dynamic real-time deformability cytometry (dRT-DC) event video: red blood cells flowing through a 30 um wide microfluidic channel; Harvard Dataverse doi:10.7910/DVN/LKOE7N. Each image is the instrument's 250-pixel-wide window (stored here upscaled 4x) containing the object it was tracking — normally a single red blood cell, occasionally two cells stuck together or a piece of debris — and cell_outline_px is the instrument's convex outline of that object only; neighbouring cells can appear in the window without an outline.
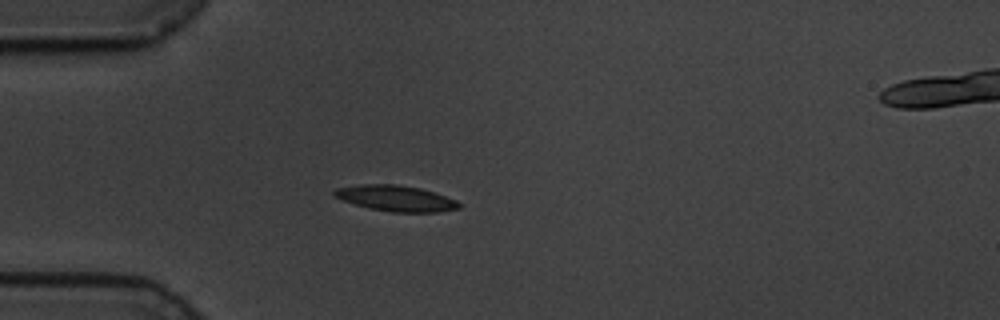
{"species": "common noctule bat (a hibernating species)", "species_latin": "Nyctalus noctula", "temperature_condition": "cold", "stored_images_in_passage": 44, "camera_frame_rate_fps": 3000, "um_per_image_px": 0.085, "animal": {"sex": "male", "body_mass_g": 19.5, "forearm_length_mm": 54.6}, "frame": {"image": 1, "passage_image": 1, "time_ms": 0.0, "image_size_px": [1000, 320], "cell_outline_px": [[460, 208], [440, 212], [392, 212], [372, 208], [356, 204], [332, 196], [332, 192], [336, 188], [360, 184], [396, 184], [420, 188], [436, 192], [456, 200], [460, 204]], "centroid_in_image_um": [33.67, 16.84], "position_along_channel_um": 51.3, "area_um2": 18.73}}
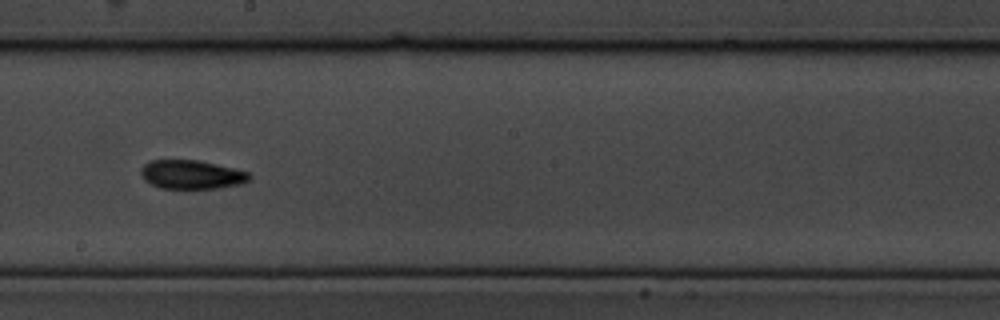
{"frame": {"image": 2, "passage_image": 18, "time_ms": 5.667, "image_size_px": [1000, 320], "cell_outline_px": [[252, 180], [240, 184], [220, 188], [160, 188], [144, 180], [140, 172], [140, 168], [144, 164], [152, 160], [200, 160], [248, 172], [252, 176]], "centroid_in_image_um": [16.29, 14.84], "position_along_channel_um": 231.9, "area_um2": 18.26}}
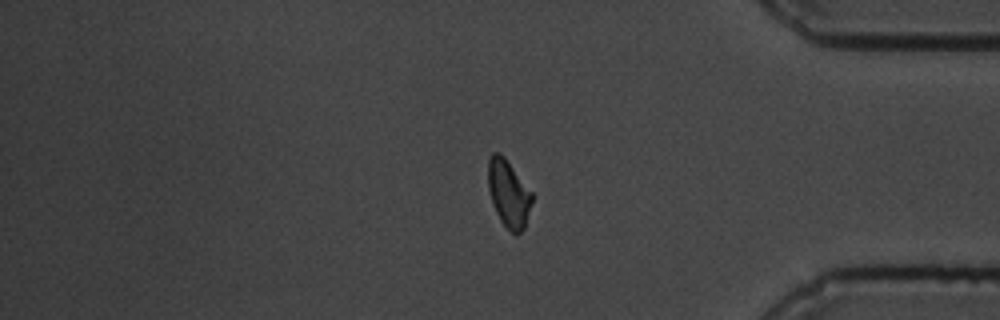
{"frame": {"image": 3, "passage_image": 34, "time_ms": 11.0, "image_size_px": [1000, 320], "cell_outline_px": [[532, 200], [524, 228], [516, 236], [500, 220], [496, 212], [488, 188], [488, 160], [492, 152], [500, 152], [504, 156], [532, 192]], "centroid_in_image_um": [43.22, 16.42], "position_along_channel_um": 392.0, "area_um2": 16.99}, "authors_computed_cell_mechanics": {"area_um2": 17.7157, "velocity_mm_per_s": 3.3924, "shape_relaxation_time_tau1_ms": 6.6157, "shape_relaxation_time_tau2_ms": 5.288, "deformation_change_tau1": 0.1762, "deformation_change_tau2": 0.1144}}